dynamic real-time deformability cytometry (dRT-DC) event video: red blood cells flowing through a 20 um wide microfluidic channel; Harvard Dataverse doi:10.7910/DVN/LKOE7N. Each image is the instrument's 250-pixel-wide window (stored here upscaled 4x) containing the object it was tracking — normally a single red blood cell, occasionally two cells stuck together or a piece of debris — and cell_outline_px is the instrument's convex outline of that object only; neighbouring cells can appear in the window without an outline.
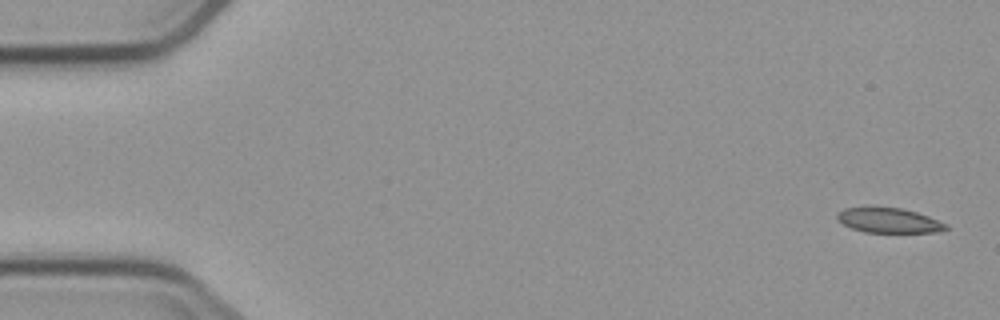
{"species": "common noctule bat (a hibernating species)", "species_latin": "Nyctalus noctula", "temperature_condition": "cold", "stored_images_in_passage": 5, "camera_frame_rate_fps": 3000, "um_per_image_px": 0.085, "animal": {"sex": "male", "body_mass_g": 23.1, "forearm_length_mm": 52.7}, "frame": {"image": 1, "passage_image": 1, "time_ms": 0.0, "image_size_px": [1000, 320], "cell_outline_px": [[948, 228], [936, 232], [864, 232], [852, 228], [836, 220], [836, 212], [844, 208], [900, 208], [916, 212], [928, 216], [948, 224]], "centroid_in_image_um": [75.53, 18.74], "position_along_channel_um": 9.5, "area_um2": 15.55}}